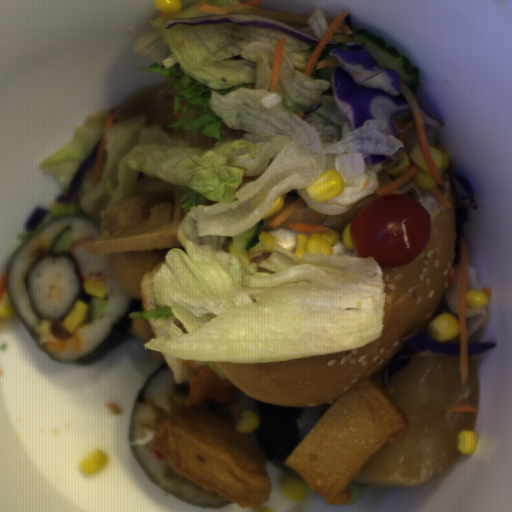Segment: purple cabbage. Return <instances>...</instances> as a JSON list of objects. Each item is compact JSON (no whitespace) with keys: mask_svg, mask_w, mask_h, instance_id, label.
Wrapping results in <instances>:
<instances>
[{"mask_svg":"<svg viewBox=\"0 0 512 512\" xmlns=\"http://www.w3.org/2000/svg\"><path fill=\"white\" fill-rule=\"evenodd\" d=\"M328 53L339 65L330 76L334 104L350 122L351 131L369 119H385L397 138L404 130L397 127L394 116L412 111L400 91L398 73L380 69L379 60L362 43L328 41L318 63L326 60Z\"/></svg>","mask_w":512,"mask_h":512,"instance_id":"1","label":"purple cabbage"},{"mask_svg":"<svg viewBox=\"0 0 512 512\" xmlns=\"http://www.w3.org/2000/svg\"><path fill=\"white\" fill-rule=\"evenodd\" d=\"M219 23H233L242 27H260V28H275L286 34H289L299 40H302L309 45H318V39L286 25L274 18H267L254 13H226V14H209L193 18H169L166 19L162 25L164 29H171L176 25H212Z\"/></svg>","mask_w":512,"mask_h":512,"instance_id":"2","label":"purple cabbage"},{"mask_svg":"<svg viewBox=\"0 0 512 512\" xmlns=\"http://www.w3.org/2000/svg\"><path fill=\"white\" fill-rule=\"evenodd\" d=\"M430 350L434 353L449 355H460V342L450 341L448 343H439L431 339V336L415 333V335L405 343L395 357L383 367L382 388H389L392 383V376L405 367L415 353Z\"/></svg>","mask_w":512,"mask_h":512,"instance_id":"3","label":"purple cabbage"},{"mask_svg":"<svg viewBox=\"0 0 512 512\" xmlns=\"http://www.w3.org/2000/svg\"><path fill=\"white\" fill-rule=\"evenodd\" d=\"M102 138L100 137L92 147L88 156L80 163L73 175L67 191L60 197L54 199L56 203H74L77 201L83 186L84 180L91 168L96 165Z\"/></svg>","mask_w":512,"mask_h":512,"instance_id":"4","label":"purple cabbage"},{"mask_svg":"<svg viewBox=\"0 0 512 512\" xmlns=\"http://www.w3.org/2000/svg\"><path fill=\"white\" fill-rule=\"evenodd\" d=\"M47 213V208H44L43 206L37 205L34 207L23 224L24 230L27 233L35 231L43 222Z\"/></svg>","mask_w":512,"mask_h":512,"instance_id":"5","label":"purple cabbage"},{"mask_svg":"<svg viewBox=\"0 0 512 512\" xmlns=\"http://www.w3.org/2000/svg\"><path fill=\"white\" fill-rule=\"evenodd\" d=\"M498 342H472L467 343L468 348V356H477L482 355L494 347H496Z\"/></svg>","mask_w":512,"mask_h":512,"instance_id":"6","label":"purple cabbage"},{"mask_svg":"<svg viewBox=\"0 0 512 512\" xmlns=\"http://www.w3.org/2000/svg\"><path fill=\"white\" fill-rule=\"evenodd\" d=\"M403 149H406V148L400 147L392 157H387L384 155H371L370 154V156L368 158H363V160H364L365 164L370 167L376 166L381 162L387 163L388 161H392L393 159H395L403 151Z\"/></svg>","mask_w":512,"mask_h":512,"instance_id":"7","label":"purple cabbage"},{"mask_svg":"<svg viewBox=\"0 0 512 512\" xmlns=\"http://www.w3.org/2000/svg\"><path fill=\"white\" fill-rule=\"evenodd\" d=\"M419 106H420V109H421V112L423 115V120H424L425 126H427L429 129H432V130H437V129L445 126V123H443L442 121L433 117L422 105H419Z\"/></svg>","mask_w":512,"mask_h":512,"instance_id":"8","label":"purple cabbage"},{"mask_svg":"<svg viewBox=\"0 0 512 512\" xmlns=\"http://www.w3.org/2000/svg\"><path fill=\"white\" fill-rule=\"evenodd\" d=\"M323 105H325L324 101H318L317 103L313 104L312 106L306 108L305 110H303V114H305V116L301 119V120H304V121H307V123H311V122H314V118H313V115H309L313 112H316L318 111Z\"/></svg>","mask_w":512,"mask_h":512,"instance_id":"9","label":"purple cabbage"}]
</instances>
